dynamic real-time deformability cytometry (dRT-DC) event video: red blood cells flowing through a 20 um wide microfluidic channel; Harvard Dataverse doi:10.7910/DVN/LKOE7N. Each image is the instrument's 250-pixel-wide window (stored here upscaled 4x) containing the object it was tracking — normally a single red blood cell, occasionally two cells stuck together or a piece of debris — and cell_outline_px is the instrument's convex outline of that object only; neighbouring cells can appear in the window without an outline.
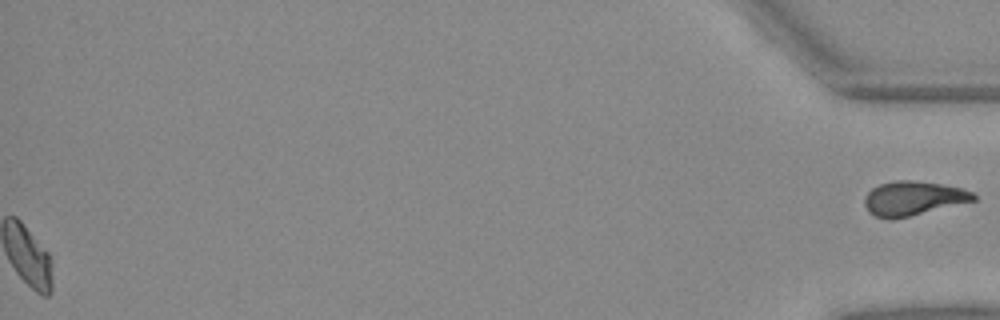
{"species": "Egyptian fruit bat (a non-hibernating species)", "species_latin": "Rousettus aegyptiacus", "temperature_condition": "warm", "stored_images_in_passage": 46, "segment_of_instrument_passage": [2, 2], "camera_frame_rate_fps": 3000, "um_per_image_px": 0.085, "animal": {"sex": "female"}, "frame": {"image": 1, "passage_image": 46, "time_ms": 15.0, "image_size_px": [1000, 320], "cell_outline_px": [[976, 200], [908, 216], [876, 216], [868, 212], [864, 204], [864, 200], [868, 192], [872, 188], [880, 184], [896, 180], [912, 180], [940, 184], [964, 188], [972, 192], [976, 196]], "centroid_in_image_um": [77.64, 16.82], "position_along_channel_um": 357.6, "area_um2": 21.1}}